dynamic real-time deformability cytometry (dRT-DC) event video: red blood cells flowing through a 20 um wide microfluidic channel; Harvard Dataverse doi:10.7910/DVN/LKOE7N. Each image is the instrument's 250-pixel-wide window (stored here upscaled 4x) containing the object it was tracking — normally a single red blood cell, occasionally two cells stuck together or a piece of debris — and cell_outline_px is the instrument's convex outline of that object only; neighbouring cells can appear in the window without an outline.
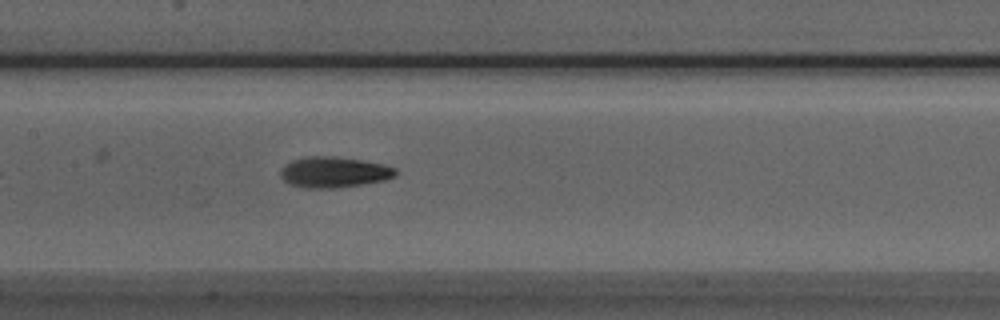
{"species": "Egyptian fruit bat (a non-hibernating species)", "species_latin": "Rousettus aegyptiacus", "temperature_condition": "room temperature", "stored_images_in_passage": 25, "camera_frame_rate_fps": 3000, "um_per_image_px": 0.085, "animal": {"sex": "male"}, "frame": {"image": 1, "passage_image": 11, "time_ms": 3.333, "image_size_px": [1000, 320], "cell_outline_px": [[396, 176], [384, 180], [360, 184], [332, 188], [304, 188], [288, 184], [280, 176], [280, 168], [284, 164], [292, 160], [308, 156], [332, 156], [360, 160], [384, 164], [396, 168]], "centroid_in_image_um": [28.33, 14.63], "position_along_channel_um": 179.1, "area_um2": 20.63}}
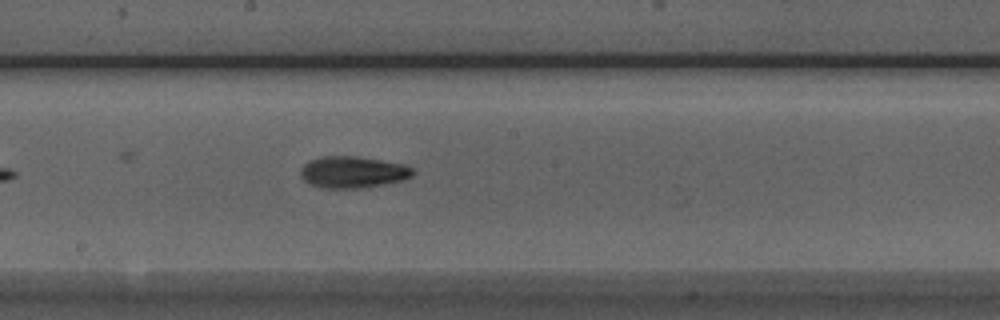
{"frame": {"image": 2, "passage_image": 14, "time_ms": 4.333, "image_size_px": [1000, 320], "cell_outline_px": [[416, 172], [412, 176], [404, 180], [360, 188], [320, 188], [308, 184], [300, 176], [300, 168], [304, 164], [312, 160], [324, 156], [356, 156], [404, 164], [412, 168]], "centroid_in_image_um": [29.98, 14.64], "position_along_channel_um": 218.2, "area_um2": 20.75}}